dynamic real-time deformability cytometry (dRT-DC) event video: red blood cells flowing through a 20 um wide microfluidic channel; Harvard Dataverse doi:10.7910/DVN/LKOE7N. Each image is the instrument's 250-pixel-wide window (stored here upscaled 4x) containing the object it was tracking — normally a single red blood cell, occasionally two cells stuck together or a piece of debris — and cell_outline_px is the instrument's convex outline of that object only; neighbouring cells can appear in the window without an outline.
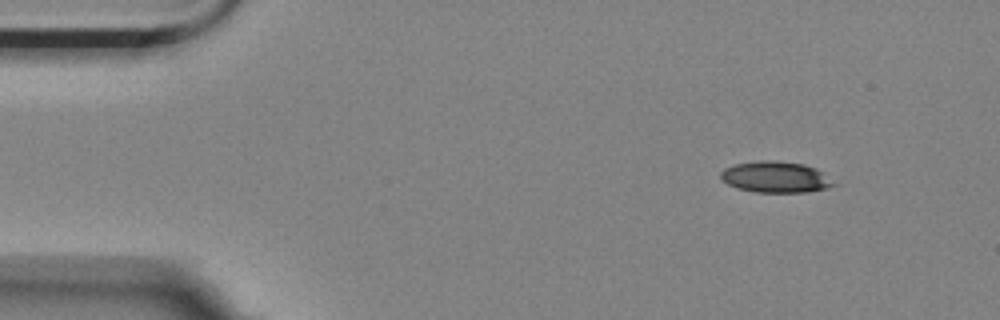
{"species": "Egyptian fruit bat (a non-hibernating species)", "species_latin": "Rousettus aegyptiacus", "temperature_condition": "room temperature", "stored_images_in_passage": 8, "camera_frame_rate_fps": 3000, "um_per_image_px": 0.085, "animal": {"sex": "female"}, "frame": {"image": 1, "passage_image": 1, "time_ms": 0.0, "image_size_px": [1000, 320], "cell_outline_px": [[836, 184], [828, 188], [808, 192], [756, 192], [740, 188], [728, 184], [720, 176], [720, 172], [724, 168], [732, 164], [760, 160], [776, 160], [804, 164], [816, 168], [824, 172]], "centroid_in_image_um": [65.95, 15.03], "position_along_channel_um": 19.1, "area_um2": 20.63}}
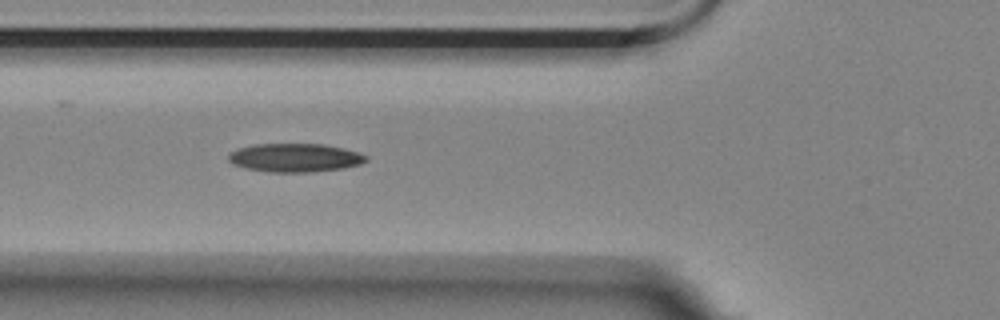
{"frame": {"image": 2, "passage_image": 5, "time_ms": 1.333, "image_size_px": [1000, 320], "cell_outline_px": [[368, 160], [360, 164], [340, 168], [308, 172], [272, 172], [248, 168], [232, 164], [228, 160], [228, 152], [236, 148], [252, 144], [324, 144], [344, 148], [360, 152], [368, 156]], "centroid_in_image_um": [25.05, 13.39], "position_along_channel_um": 100.7, "area_um2": 22.95}}
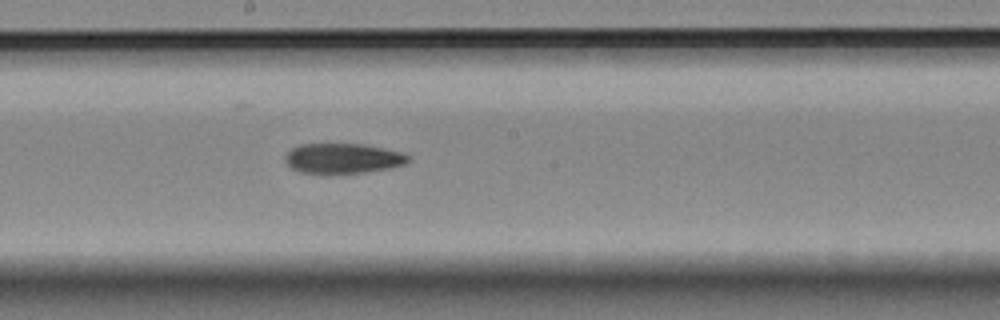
{"frame": {"image": 3, "passage_image": 8, "time_ms": 2.333, "image_size_px": [1000, 320], "cell_outline_px": [[412, 160], [404, 164], [392, 168], [364, 172], [300, 172], [292, 168], [284, 160], [284, 156], [292, 148], [300, 144], [360, 144], [384, 148], [400, 152], [412, 156]], "centroid_in_image_um": [29.19, 13.44], "position_along_channel_um": 219.0, "area_um2": 21.33}}